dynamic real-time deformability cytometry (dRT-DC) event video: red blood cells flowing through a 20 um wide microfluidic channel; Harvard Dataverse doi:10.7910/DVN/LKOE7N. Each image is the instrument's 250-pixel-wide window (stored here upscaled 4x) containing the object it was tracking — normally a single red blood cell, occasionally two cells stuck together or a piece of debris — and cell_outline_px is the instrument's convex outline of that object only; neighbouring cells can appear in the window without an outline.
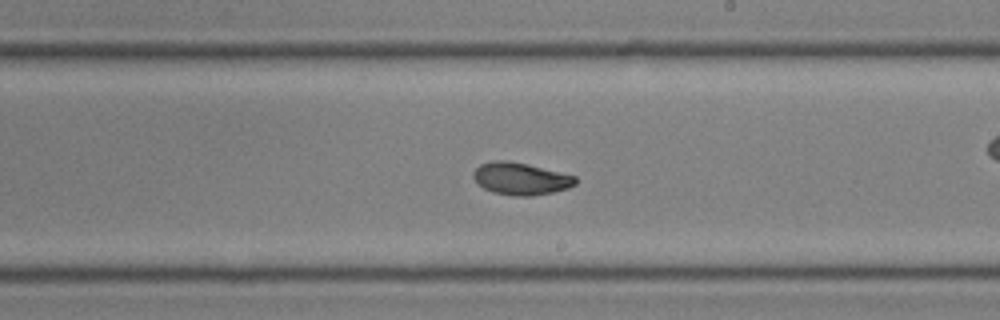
{"species": "common noctule bat (a hibernating species)", "species_latin": "Nyctalus noctula", "temperature_condition": "room temperature", "stored_images_in_passage": 44, "camera_frame_rate_fps": 3000, "um_per_image_px": 0.085, "animal": {"sex": "male", "body_mass_g": 19.0, "forearm_length_mm": 50.8}, "frame": {"image": 1, "passage_image": 26, "time_ms": 8.333, "image_size_px": [1000, 320], "cell_outline_px": [[576, 184], [568, 188], [552, 192], [532, 196], [512, 196], [492, 192], [484, 188], [472, 176], [472, 172], [480, 164], [492, 160], [508, 160], [528, 164], [576, 176]], "centroid_in_image_um": [44.25, 15.18], "position_along_channel_um": 244.8, "area_um2": 19.25}}